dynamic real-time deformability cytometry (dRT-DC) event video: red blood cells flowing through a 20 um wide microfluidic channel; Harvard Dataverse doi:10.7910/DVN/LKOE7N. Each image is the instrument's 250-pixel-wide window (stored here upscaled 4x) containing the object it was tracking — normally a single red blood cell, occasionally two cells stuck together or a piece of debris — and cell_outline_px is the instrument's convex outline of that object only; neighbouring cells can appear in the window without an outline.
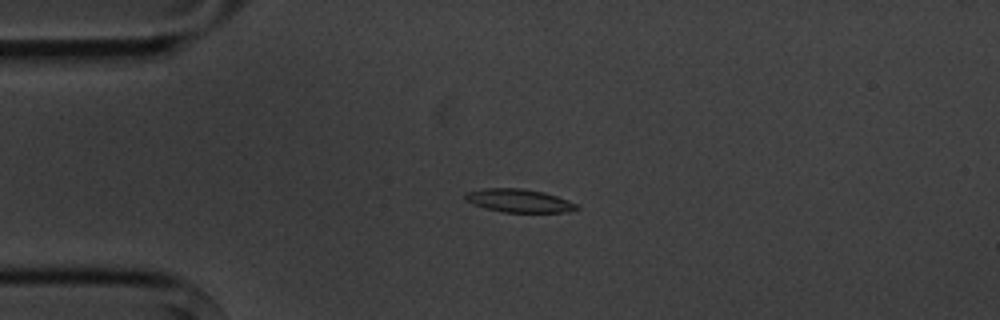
{"species": "common noctule bat (a hibernating species)", "species_latin": "Nyctalus noctula", "temperature_condition": "cold", "stored_images_in_passage": 10, "camera_frame_rate_fps": 3000, "um_per_image_px": 0.085, "animal": {"sex": "male", "body_mass_g": 20.1, "forearm_length_mm": 53.5}, "frame": {"image": 1, "passage_image": 4, "time_ms": 3.333, "image_size_px": [1000, 320], "cell_outline_px": [[580, 208], [568, 212], [504, 212], [488, 208], [464, 200], [464, 192], [484, 188], [520, 188], [544, 192], [568, 200], [576, 204]], "centroid_in_image_um": [44.11, 17.05], "position_along_channel_um": 40.9, "area_um2": 14.97}}
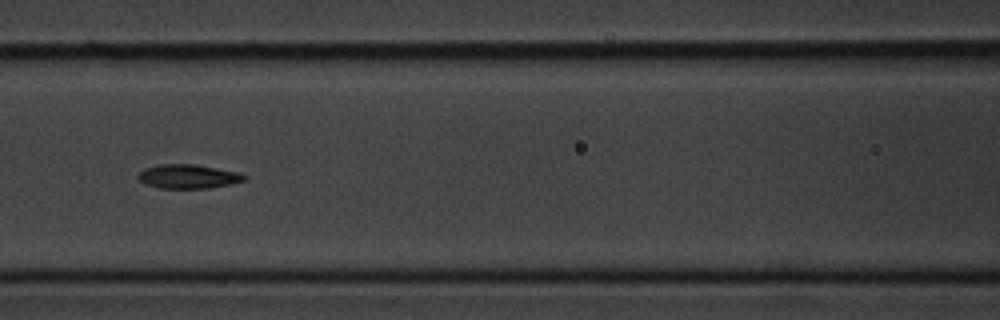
{"frame": {"image": 2, "passage_image": 7, "time_ms": 7.0, "image_size_px": [1000, 320], "cell_outline_px": [[248, 176], [244, 180], [212, 188], [160, 188], [148, 184], [140, 180], [136, 176], [144, 168], [160, 164], [192, 164], [240, 172]], "centroid_in_image_um": [16.0, 14.99], "position_along_channel_um": 150.6, "area_um2": 14.74}}
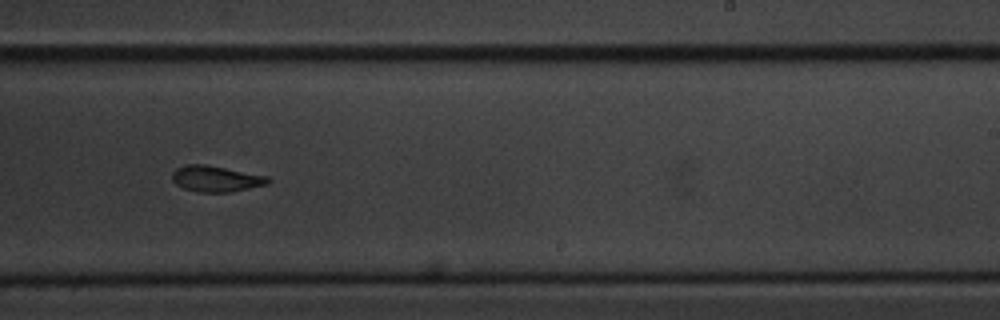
{"frame": {"image": 3, "passage_image": 10, "time_ms": 10.333, "image_size_px": [1000, 320], "cell_outline_px": [[272, 180], [268, 184], [228, 192], [200, 192], [184, 188], [176, 184], [172, 180], [172, 172], [176, 168], [184, 164], [204, 164], [268, 176]], "centroid_in_image_um": [18.34, 15.18], "position_along_channel_um": 270.7, "area_um2": 14.45}}